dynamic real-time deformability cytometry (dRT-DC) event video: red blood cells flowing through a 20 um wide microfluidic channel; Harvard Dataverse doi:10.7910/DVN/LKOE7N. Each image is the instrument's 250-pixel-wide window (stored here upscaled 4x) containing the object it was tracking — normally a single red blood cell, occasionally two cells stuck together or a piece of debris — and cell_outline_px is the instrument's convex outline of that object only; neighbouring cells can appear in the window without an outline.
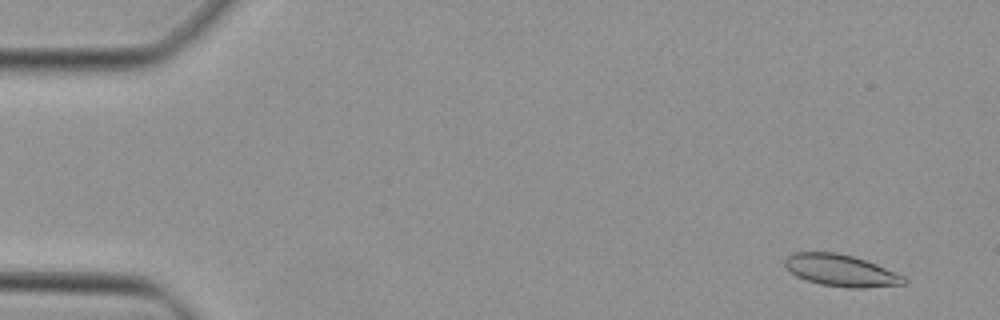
{"species": "Egyptian fruit bat (a non-hibernating species)", "species_latin": "Rousettus aegyptiacus", "temperature_condition": "cold", "stored_images_in_passage": 47, "camera_frame_rate_fps": 3000, "um_per_image_px": 0.085, "animal": {"sex": "female"}, "frame": {"image": 1, "passage_image": 3, "time_ms": 0.667, "image_size_px": [1000, 320], "cell_outline_px": [[908, 284], [864, 288], [848, 288], [820, 284], [796, 276], [784, 264], [784, 256], [792, 252], [836, 252], [852, 256], [876, 264], [904, 276], [908, 280]], "centroid_in_image_um": [71.48, 22.99], "position_along_channel_um": 13.5, "area_um2": 22.14}}
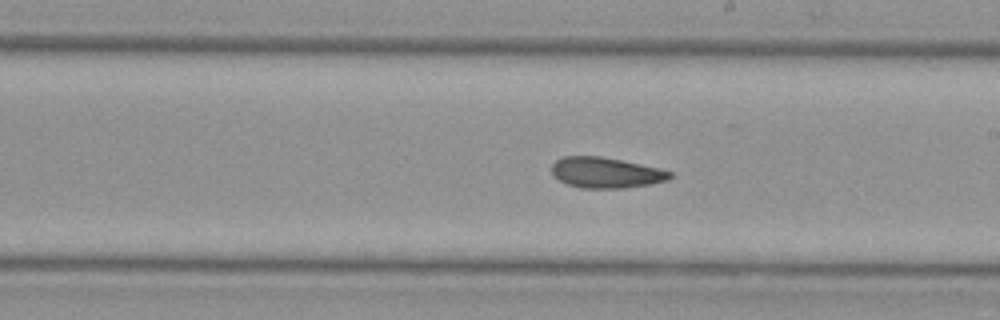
{"frame": {"image": 2, "passage_image": 27, "time_ms": 8.667, "image_size_px": [1000, 320], "cell_outline_px": [[672, 176], [668, 180], [652, 184], [624, 188], [580, 188], [568, 184], [552, 176], [552, 164], [556, 160], [564, 156], [600, 156], [620, 160], [656, 168], [672, 172]], "centroid_in_image_um": [51.47, 14.68], "position_along_channel_um": 237.5, "area_um2": 20.98}}
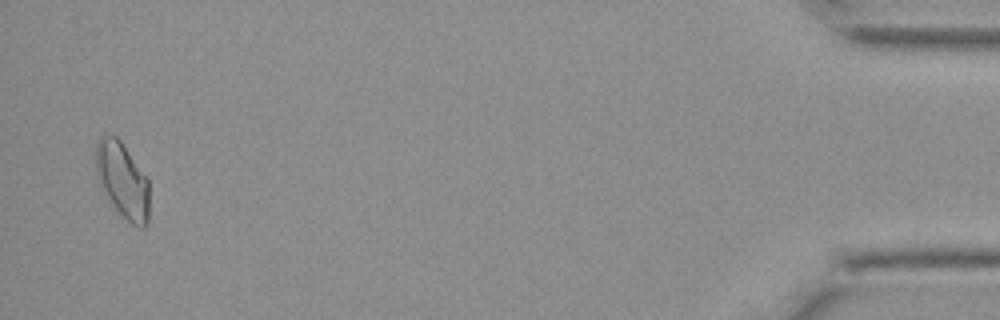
{"frame": {"image": 3, "passage_image": 46, "time_ms": 15.0, "image_size_px": [1000, 320], "cell_outline_px": [[148, 224], [144, 228], [140, 228], [132, 224], [112, 204], [104, 192], [96, 176], [96, 140], [104, 132], [116, 136], [120, 140], [148, 176]], "centroid_in_image_um": [10.41, 15.26], "position_along_channel_um": 424.8, "area_um2": 23.76}}